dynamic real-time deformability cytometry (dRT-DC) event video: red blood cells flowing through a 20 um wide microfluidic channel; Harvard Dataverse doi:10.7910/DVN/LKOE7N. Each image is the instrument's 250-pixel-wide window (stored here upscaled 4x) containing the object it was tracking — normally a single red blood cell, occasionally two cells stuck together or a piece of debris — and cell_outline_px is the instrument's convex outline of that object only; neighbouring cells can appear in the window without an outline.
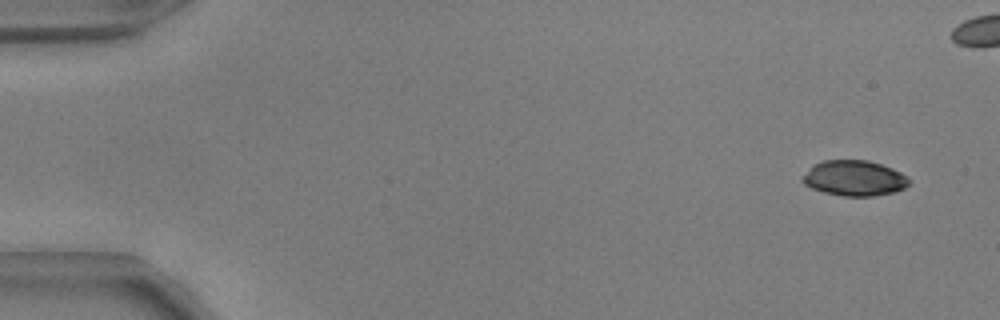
{"species": "common noctule bat (a hibernating species)", "species_latin": "Nyctalus noctula", "temperature_condition": "warm", "stored_images_in_passage": 46, "camera_frame_rate_fps": 3000, "um_per_image_px": 0.085, "animal": {"sex": "male", "body_mass_g": 17.9, "forearm_length_mm": 54.2}, "frame": {"image": 1, "passage_image": 2, "time_ms": 0.333, "image_size_px": [1000, 320], "cell_outline_px": [[912, 180], [904, 188], [896, 192], [872, 196], [844, 196], [824, 192], [812, 188], [804, 184], [800, 180], [800, 176], [812, 164], [824, 160], [868, 160], [892, 168], [908, 176]], "centroid_in_image_um": [72.59, 15.14], "position_along_channel_um": 12.4, "area_um2": 22.31}}
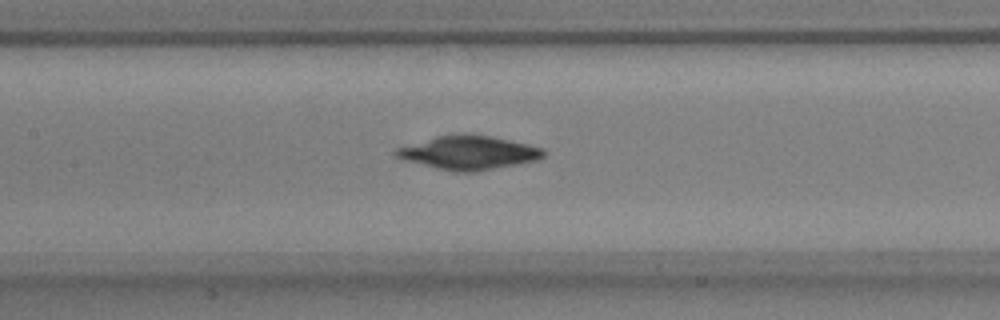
{"frame": {"image": 2, "passage_image": 24, "time_ms": 7.667, "image_size_px": [1000, 320], "cell_outline_px": [[544, 156], [536, 160], [472, 172], [452, 172], [400, 160], [392, 156], [392, 152], [396, 148], [436, 136], [460, 132], [492, 136], [528, 144], [544, 148]], "centroid_in_image_um": [39.73, 12.96], "position_along_channel_um": 167.7, "area_um2": 29.36}}
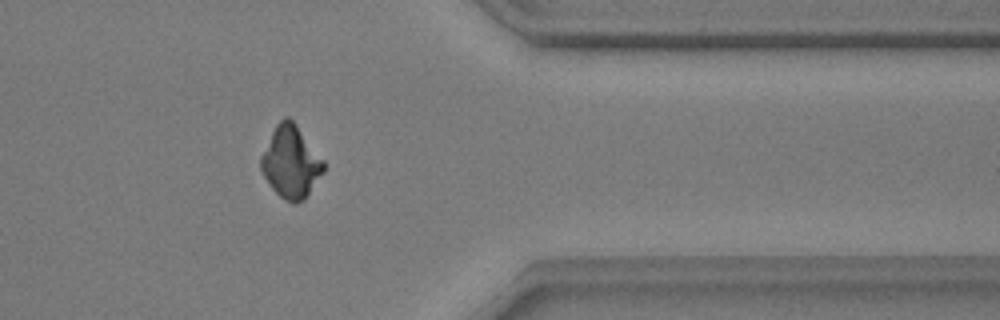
{"frame": {"image": 3, "passage_image": 42, "time_ms": 13.667, "image_size_px": [1000, 320], "cell_outline_px": [[324, 172], [304, 200], [296, 204], [292, 204], [284, 200], [272, 188], [260, 172], [260, 156], [276, 124], [284, 116], [288, 116], [296, 124], [324, 160]], "centroid_in_image_um": [24.71, 13.79], "position_along_channel_um": 386.7, "area_um2": 26.41}, "authors_computed_cell_mechanics": {"area_um2": 26.4146, "velocity_mm_per_s": 3.8629, "shape_relaxation_time_tau1_ms": 6.2965, "shape_relaxation_time_tau2_ms": null, "deformation_change_tau1": 0.1894, "deformation_change_tau2": null}}